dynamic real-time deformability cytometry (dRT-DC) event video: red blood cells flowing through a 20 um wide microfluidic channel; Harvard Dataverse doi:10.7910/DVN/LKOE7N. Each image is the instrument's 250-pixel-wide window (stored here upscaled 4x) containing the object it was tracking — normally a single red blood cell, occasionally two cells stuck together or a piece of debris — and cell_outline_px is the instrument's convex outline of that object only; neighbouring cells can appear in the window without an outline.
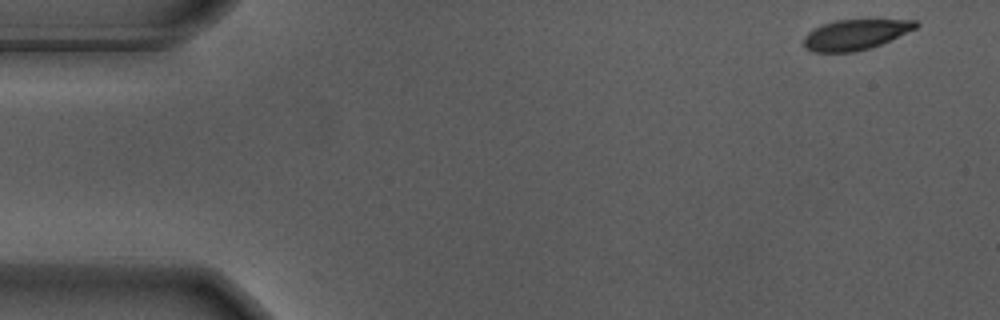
{"species": "Egyptian fruit bat (a non-hibernating species)", "species_latin": "Rousettus aegyptiacus", "temperature_condition": "warm", "stored_images_in_passage": 54, "camera_frame_rate_fps": 3000, "um_per_image_px": 0.085, "animal": {"sex": "male"}, "frame": {"image": 1, "passage_image": 1, "time_ms": 0.0, "image_size_px": [1000, 320], "cell_outline_px": [[920, 24], [916, 28], [880, 44], [868, 48], [852, 52], [812, 52], [804, 48], [804, 36], [808, 32], [824, 24], [836, 20], [916, 20]], "centroid_in_image_um": [72.68, 2.94], "position_along_channel_um": 12.3, "area_um2": 19.48}}
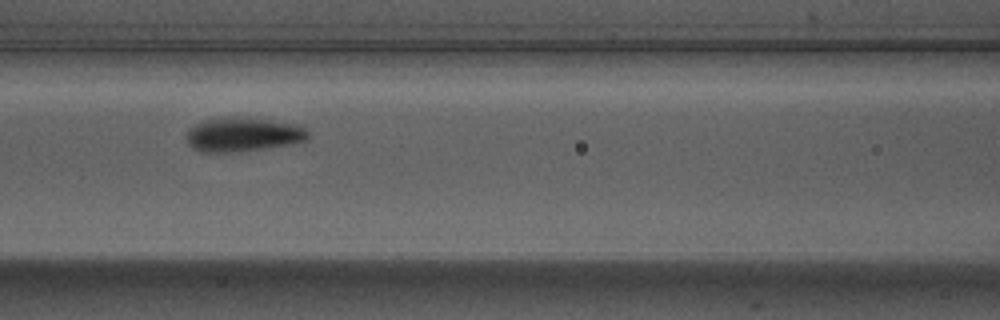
{"frame": {"image": 2, "passage_image": 22, "time_ms": 7.0, "image_size_px": [1000, 320], "cell_outline_px": [[308, 136], [304, 140], [264, 148], [236, 152], [200, 152], [192, 148], [188, 144], [188, 128], [200, 120], [216, 116], [232, 116], [304, 124], [308, 132]], "centroid_in_image_um": [20.59, 11.4], "position_along_channel_um": 146.0, "area_um2": 24.45}}
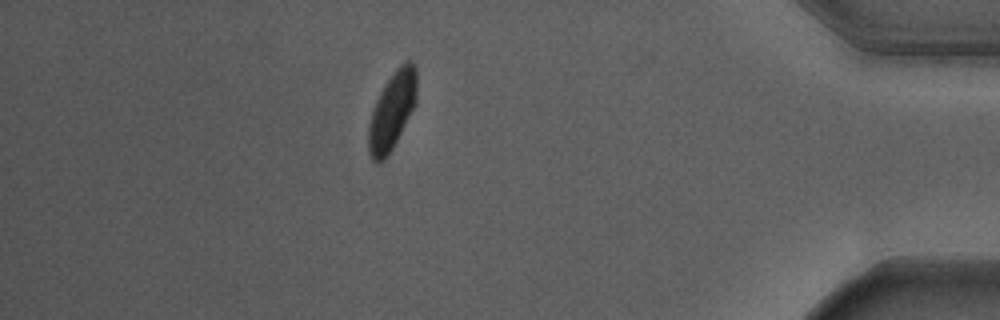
{"frame": {"image": 3, "passage_image": 47, "time_ms": 15.333, "image_size_px": [1000, 320], "cell_outline_px": [[416, 104], [392, 148], [384, 160], [376, 164], [372, 160], [368, 152], [368, 124], [376, 100], [388, 80], [396, 68], [404, 60], [412, 60], [416, 68]], "centroid_in_image_um": [33.32, 9.42], "position_along_channel_um": 401.9, "area_um2": 21.73}, "authors_computed_cell_mechanics": {"area_um2": 22.1374, "velocity_mm_per_s": 3.645, "shape_relaxation_time_tau1_ms": 2.633, "shape_relaxation_time_tau2_ms": null, "deformation_change_tau1": 0.1416, "deformation_change_tau2": null}}